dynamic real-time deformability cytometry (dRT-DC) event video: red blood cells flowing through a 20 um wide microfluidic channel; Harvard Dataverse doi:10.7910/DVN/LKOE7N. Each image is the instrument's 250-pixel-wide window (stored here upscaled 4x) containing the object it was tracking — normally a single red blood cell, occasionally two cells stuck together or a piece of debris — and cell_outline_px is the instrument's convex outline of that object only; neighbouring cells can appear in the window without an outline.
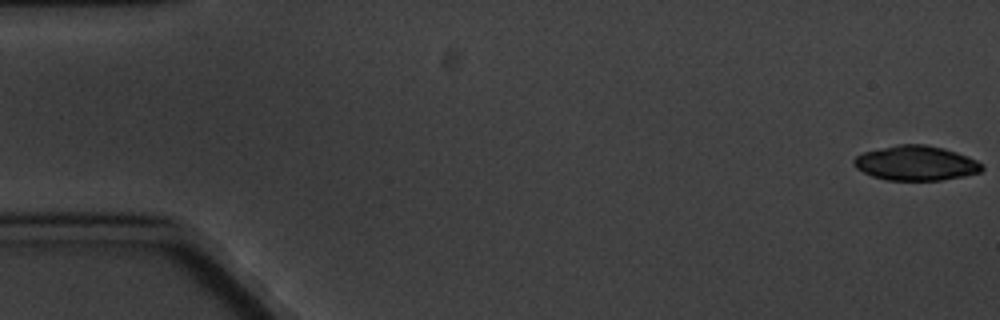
{"species": "common noctule bat (a hibernating species)", "species_latin": "Nyctalus noctula", "temperature_condition": "cold", "stored_images_in_passage": 4, "camera_frame_rate_fps": 3000, "um_per_image_px": 0.085, "animal": {"sex": "male", "body_mass_g": 20.1, "forearm_length_mm": 53.5}, "frame": {"image": 1, "passage_image": 1, "time_ms": 0.0, "image_size_px": [1000, 320], "cell_outline_px": [[984, 168], [980, 172], [964, 176], [940, 180], [884, 180], [872, 176], [856, 168], [852, 164], [852, 160], [856, 156], [864, 152], [900, 144], [924, 144], [944, 148], [968, 156], [984, 164]], "centroid_in_image_um": [77.86, 13.87], "position_along_channel_um": 7.1, "area_um2": 25.95}}